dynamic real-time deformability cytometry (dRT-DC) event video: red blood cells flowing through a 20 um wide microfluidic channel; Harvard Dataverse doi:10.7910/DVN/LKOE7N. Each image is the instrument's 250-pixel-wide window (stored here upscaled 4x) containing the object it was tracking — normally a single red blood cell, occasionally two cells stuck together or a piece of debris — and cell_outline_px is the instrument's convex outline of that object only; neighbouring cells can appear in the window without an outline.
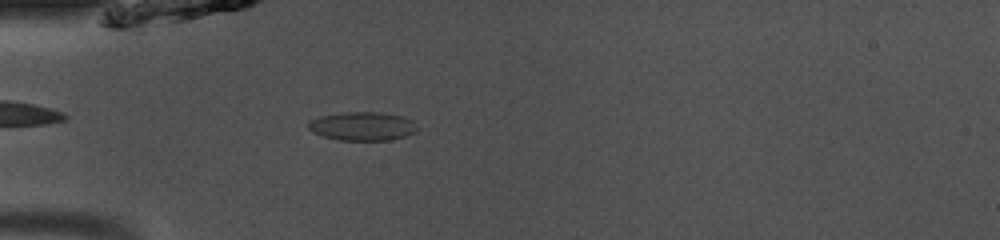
{"species": "common noctule bat (a hibernating species)", "species_latin": "Nyctalus noctula", "temperature_condition": "room temperature", "stored_images_in_passage": 23, "camera_frame_rate_fps": 3000, "um_per_image_px": 0.085, "animal": {"sex": "male", "body_mass_g": 13.0, "forearm_length_mm": 53.1}, "frame": {"image": 1, "passage_image": 1, "time_ms": 0.0, "image_size_px": [1000, 240], "cell_outline_px": [[420, 128], [416, 132], [404, 136], [388, 140], [340, 140], [324, 136], [312, 132], [308, 128], [308, 120], [320, 116], [340, 112], [384, 112], [400, 116], [412, 120]], "centroid_in_image_um": [30.81, 10.71], "position_along_channel_um": 54.2, "area_um2": 18.32}}